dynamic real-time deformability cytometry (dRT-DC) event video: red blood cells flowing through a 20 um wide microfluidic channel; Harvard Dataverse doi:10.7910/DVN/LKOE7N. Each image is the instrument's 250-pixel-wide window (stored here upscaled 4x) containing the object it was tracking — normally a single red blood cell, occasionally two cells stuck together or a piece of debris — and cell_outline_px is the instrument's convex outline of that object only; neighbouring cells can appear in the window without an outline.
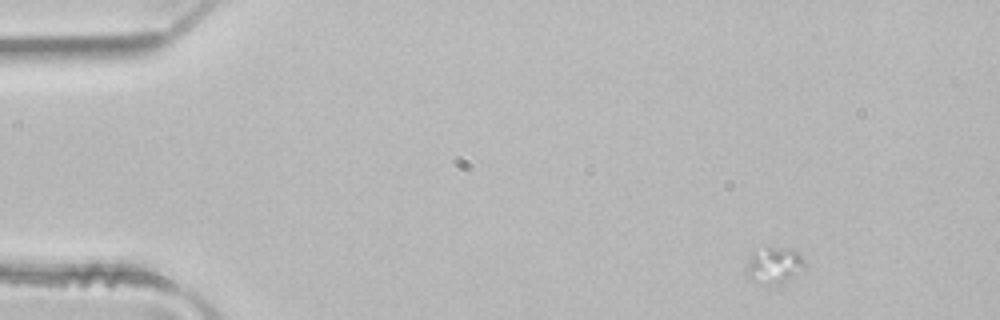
{"species": "common noctule bat (a hibernating species)", "species_latin": "Nyctalus noctula", "temperature_condition": "room temperature", "stored_images_in_passage": 15, "camera_frame_rate_fps": 3000, "um_per_image_px": 0.085, "animal": {"sex": "male", "body_mass_g": 21.5, "forearm_length_mm": 52.0}, "frame": {"image": 1, "passage_image": 1, "time_ms": 0.0, "image_size_px": [1000, 320], "cell_outline_px": [[808, 264], [804, 268], [776, 288], [772, 288], [748, 280], [744, 272], [748, 260], [752, 252], [768, 244], [788, 248], [796, 252]], "centroid_in_image_um": [65.73, 22.58], "position_along_channel_um": 19.3, "area_um2": 13.35}}